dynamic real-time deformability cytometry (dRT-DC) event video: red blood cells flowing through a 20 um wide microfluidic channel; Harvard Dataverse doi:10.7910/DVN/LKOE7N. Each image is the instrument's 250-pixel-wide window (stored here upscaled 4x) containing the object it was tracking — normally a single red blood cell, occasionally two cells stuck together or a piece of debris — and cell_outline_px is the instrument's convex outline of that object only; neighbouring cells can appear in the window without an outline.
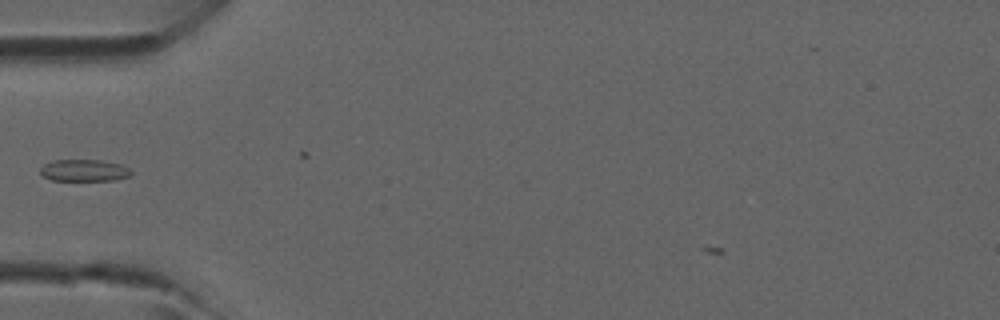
{"species": "common noctule bat (a hibernating species)", "species_latin": "Nyctalus noctula", "temperature_condition": "room temperature", "stored_images_in_passage": 14, "camera_frame_rate_fps": 3000, "um_per_image_px": 0.085, "animal": {"sex": "male", "forearm_length_mm": 52.5}, "frame": {"image": 1, "passage_image": 4, "time_ms": 1.0, "image_size_px": [1000, 320], "cell_outline_px": [[132, 172], [128, 176], [112, 180], [52, 180], [44, 176], [40, 172], [40, 168], [44, 164], [52, 160], [100, 160], [120, 164], [128, 168]], "centroid_in_image_um": [7.12, 14.47], "position_along_channel_um": 77.9, "area_um2": 11.39}}
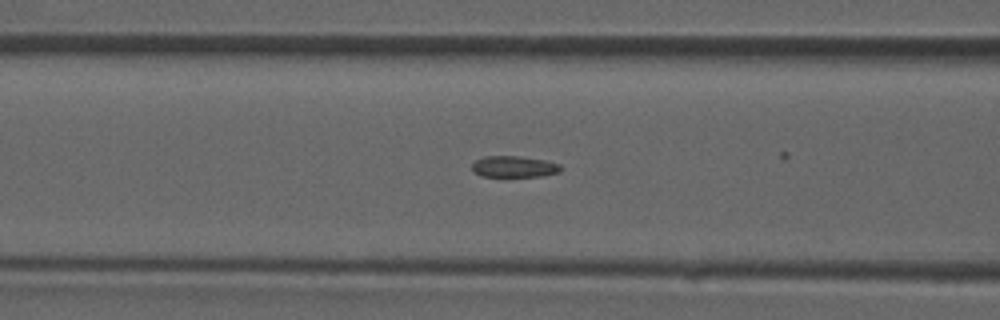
{"frame": {"image": 2, "passage_image": 7, "time_ms": 2.0, "image_size_px": [1000, 320], "cell_outline_px": [[560, 172], [540, 176], [480, 176], [472, 172], [472, 164], [476, 160], [484, 156], [520, 156], [544, 160], [560, 164]], "centroid_in_image_um": [43.65, 14.16], "position_along_channel_um": 122.9, "area_um2": 10.98}}
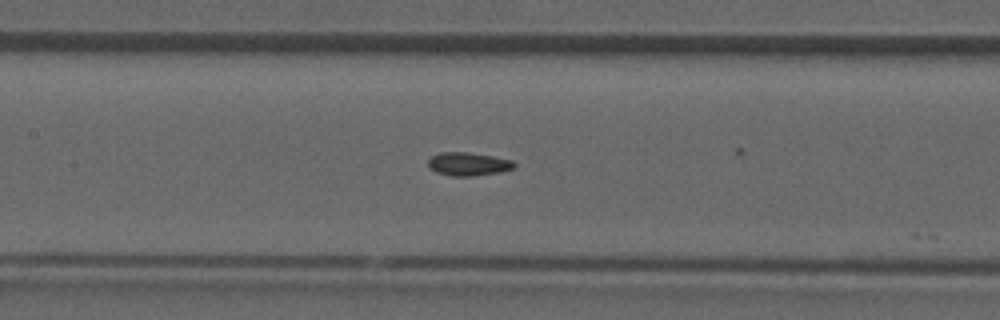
{"frame": {"image": 3, "passage_image": 10, "time_ms": 3.0, "image_size_px": [1000, 320], "cell_outline_px": [[516, 168], [500, 172], [472, 176], [452, 176], [436, 172], [428, 164], [428, 160], [432, 156], [440, 152], [468, 152], [492, 156], [512, 160], [516, 164]], "centroid_in_image_um": [39.84, 13.94], "position_along_channel_um": 167.6, "area_um2": 11.68}}